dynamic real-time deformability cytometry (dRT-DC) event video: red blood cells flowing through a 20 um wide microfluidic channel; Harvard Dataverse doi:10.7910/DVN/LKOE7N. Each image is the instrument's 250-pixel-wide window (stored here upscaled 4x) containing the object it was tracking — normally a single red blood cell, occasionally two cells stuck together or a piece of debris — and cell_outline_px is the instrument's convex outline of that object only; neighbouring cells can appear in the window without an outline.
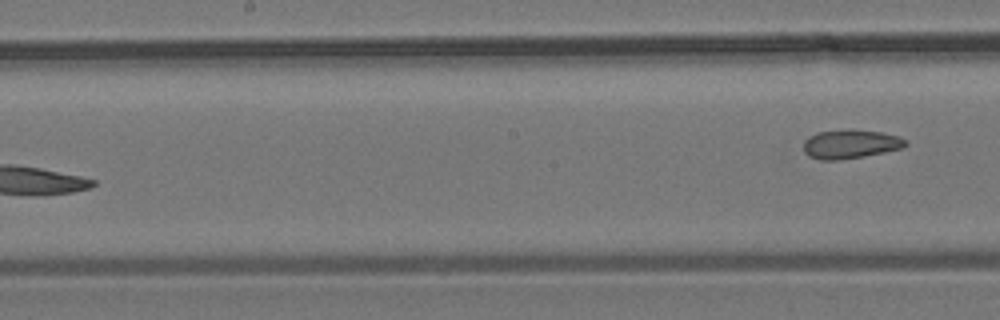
{"species": "common noctule bat (a hibernating species)", "species_latin": "Nyctalus noctula", "temperature_condition": "room temperature", "stored_images_in_passage": 7, "segment_of_instrument_passage": [2, 2], "camera_frame_rate_fps": 3000, "um_per_image_px": 0.085, "animal": {"sex": "male", "body_mass_g": 19.2, "forearm_length_mm": 51.8}, "frame": {"image": 1, "passage_image": 7, "time_ms": 8.0, "image_size_px": [1000, 320], "cell_outline_px": [[908, 144], [904, 148], [864, 156], [840, 160], [820, 160], [808, 156], [804, 152], [804, 140], [808, 136], [816, 132], [880, 132], [900, 136], [908, 140]], "centroid_in_image_um": [72.3, 12.29], "position_along_channel_um": 175.9, "area_um2": 16.7}}